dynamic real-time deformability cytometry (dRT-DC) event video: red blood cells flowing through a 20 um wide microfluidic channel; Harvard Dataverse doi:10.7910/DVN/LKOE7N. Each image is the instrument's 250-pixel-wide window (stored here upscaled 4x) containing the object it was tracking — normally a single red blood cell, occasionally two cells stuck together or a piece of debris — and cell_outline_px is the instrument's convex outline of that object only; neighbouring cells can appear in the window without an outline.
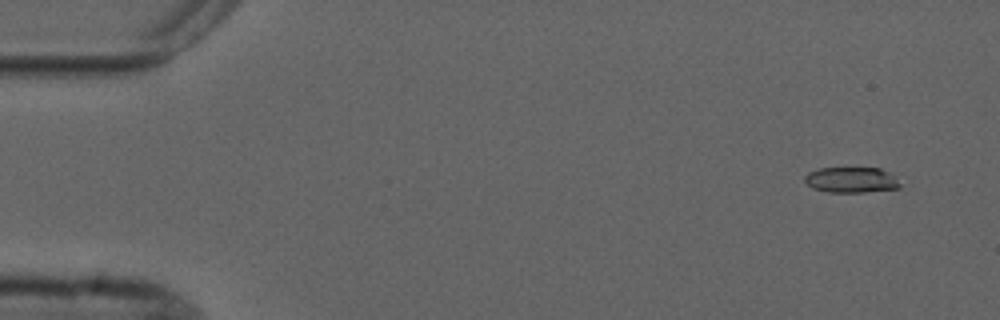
{"species": "common noctule bat (a hibernating species)", "species_latin": "Nyctalus noctula", "temperature_condition": "cold", "stored_images_in_passage": 3, "camera_frame_rate_fps": 3000, "um_per_image_px": 0.085, "animal": {"sex": "male", "forearm_length_mm": 52.5}, "frame": {"image": 1, "passage_image": 1, "time_ms": 0.0, "image_size_px": [1000, 320], "cell_outline_px": [[900, 188], [864, 192], [828, 192], [812, 188], [804, 180], [804, 176], [808, 172], [820, 168], [880, 168], [888, 172], [900, 184]], "centroid_in_image_um": [72.32, 15.29], "position_along_channel_um": 12.7, "area_um2": 14.1}}